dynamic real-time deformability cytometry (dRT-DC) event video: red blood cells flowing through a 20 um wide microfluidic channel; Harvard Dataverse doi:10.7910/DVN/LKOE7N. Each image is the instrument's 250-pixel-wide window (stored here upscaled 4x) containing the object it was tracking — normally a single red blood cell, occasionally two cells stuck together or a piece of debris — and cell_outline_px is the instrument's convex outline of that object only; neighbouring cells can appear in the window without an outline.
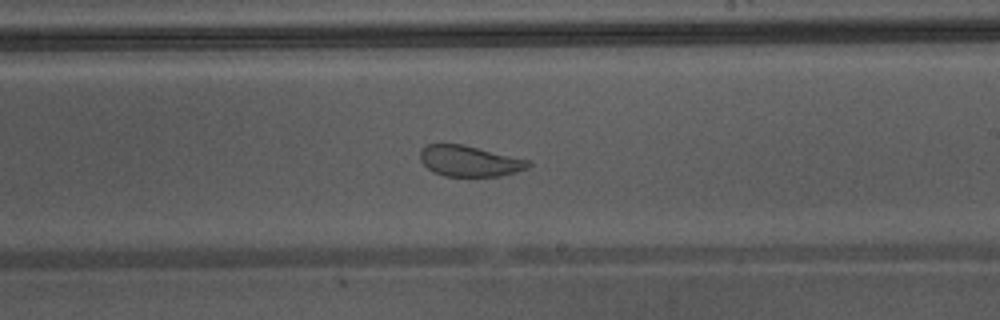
{"species": "Egyptian fruit bat (a non-hibernating species)", "species_latin": "Rousettus aegyptiacus", "temperature_condition": "warm", "stored_images_in_passage": 35, "camera_frame_rate_fps": 3000, "um_per_image_px": 0.085, "animal": {"sex": "male"}, "frame": {"image": 1, "passage_image": 20, "time_ms": 6.333, "image_size_px": [1000, 320], "cell_outline_px": [[532, 164], [528, 168], [516, 172], [500, 176], [444, 176], [432, 172], [420, 160], [420, 152], [428, 144], [464, 144], [532, 160]], "centroid_in_image_um": [39.96, 13.69], "position_along_channel_um": 249.0, "area_um2": 19.65}, "authors_computed_cell_mechanics": {"area_um2": 24.2182, "velocity_mm_per_s": 4.368, "shape_relaxation_time_tau1_ms": null, "shape_relaxation_time_tau2_ms": 0.839, "deformation_change_tau1": null, "deformation_change_tau2": 0.0778}}